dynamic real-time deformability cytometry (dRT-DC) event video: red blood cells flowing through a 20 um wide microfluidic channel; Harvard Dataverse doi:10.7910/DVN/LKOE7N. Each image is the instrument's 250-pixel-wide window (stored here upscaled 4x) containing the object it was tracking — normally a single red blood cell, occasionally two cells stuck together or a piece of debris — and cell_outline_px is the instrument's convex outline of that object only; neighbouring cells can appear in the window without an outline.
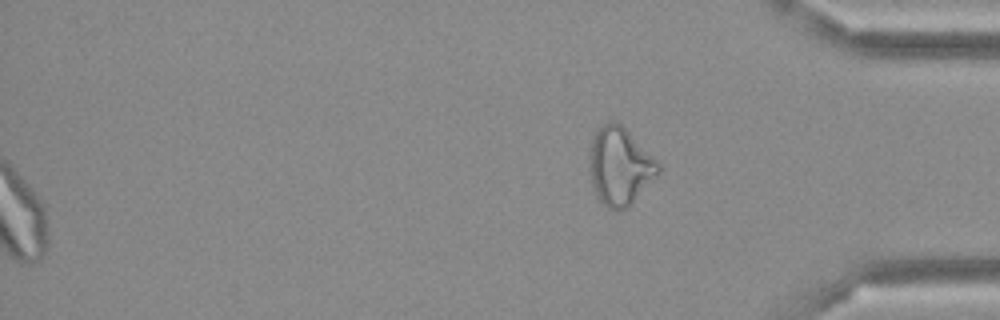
{"species": "Egyptian fruit bat (a non-hibernating species)", "species_latin": "Rousettus aegyptiacus", "temperature_condition": "cold", "stored_images_in_passage": 51, "segment_of_instrument_passage": [2, 2], "camera_frame_rate_fps": 3000, "um_per_image_px": 0.085, "frame": {"image": 1, "passage_image": 51, "time_ms": 16.667, "image_size_px": [1000, 320], "cell_outline_px": [[660, 172], [628, 208], [620, 212], [616, 212], [608, 208], [596, 196], [592, 184], [592, 136], [608, 120], [612, 120], [620, 124], [660, 164]], "centroid_in_image_um": [52.71, 14.18], "position_along_channel_um": 382.5, "area_um2": 30.4}}